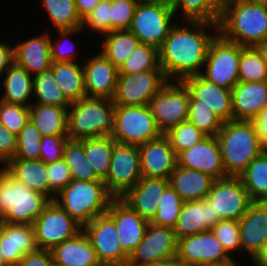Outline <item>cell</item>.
Masks as SVG:
<instances>
[{
	"instance_id": "obj_31",
	"label": "cell",
	"mask_w": 267,
	"mask_h": 266,
	"mask_svg": "<svg viewBox=\"0 0 267 266\" xmlns=\"http://www.w3.org/2000/svg\"><path fill=\"white\" fill-rule=\"evenodd\" d=\"M3 168L28 188L44 193L50 198L47 164L42 160L11 159Z\"/></svg>"
},
{
	"instance_id": "obj_15",
	"label": "cell",
	"mask_w": 267,
	"mask_h": 266,
	"mask_svg": "<svg viewBox=\"0 0 267 266\" xmlns=\"http://www.w3.org/2000/svg\"><path fill=\"white\" fill-rule=\"evenodd\" d=\"M206 199L222 220L239 221L253 202L239 177L227 176L214 181Z\"/></svg>"
},
{
	"instance_id": "obj_3",
	"label": "cell",
	"mask_w": 267,
	"mask_h": 266,
	"mask_svg": "<svg viewBox=\"0 0 267 266\" xmlns=\"http://www.w3.org/2000/svg\"><path fill=\"white\" fill-rule=\"evenodd\" d=\"M216 137L227 176L238 177L266 149L260 142L254 121L223 122Z\"/></svg>"
},
{
	"instance_id": "obj_5",
	"label": "cell",
	"mask_w": 267,
	"mask_h": 266,
	"mask_svg": "<svg viewBox=\"0 0 267 266\" xmlns=\"http://www.w3.org/2000/svg\"><path fill=\"white\" fill-rule=\"evenodd\" d=\"M0 168L1 222L33 225L52 200L44 193L28 188Z\"/></svg>"
},
{
	"instance_id": "obj_13",
	"label": "cell",
	"mask_w": 267,
	"mask_h": 266,
	"mask_svg": "<svg viewBox=\"0 0 267 266\" xmlns=\"http://www.w3.org/2000/svg\"><path fill=\"white\" fill-rule=\"evenodd\" d=\"M176 256L185 266H226L235 262L211 230L178 239Z\"/></svg>"
},
{
	"instance_id": "obj_39",
	"label": "cell",
	"mask_w": 267,
	"mask_h": 266,
	"mask_svg": "<svg viewBox=\"0 0 267 266\" xmlns=\"http://www.w3.org/2000/svg\"><path fill=\"white\" fill-rule=\"evenodd\" d=\"M33 98L32 104L55 105L69 107L71 102L64 96L56 83L52 68L33 76Z\"/></svg>"
},
{
	"instance_id": "obj_50",
	"label": "cell",
	"mask_w": 267,
	"mask_h": 266,
	"mask_svg": "<svg viewBox=\"0 0 267 266\" xmlns=\"http://www.w3.org/2000/svg\"><path fill=\"white\" fill-rule=\"evenodd\" d=\"M92 29L101 36L111 32V1L99 2L90 14L82 19L81 28Z\"/></svg>"
},
{
	"instance_id": "obj_1",
	"label": "cell",
	"mask_w": 267,
	"mask_h": 266,
	"mask_svg": "<svg viewBox=\"0 0 267 266\" xmlns=\"http://www.w3.org/2000/svg\"><path fill=\"white\" fill-rule=\"evenodd\" d=\"M173 26L158 48L159 63L167 80H179L201 74L209 46L218 34V24L202 21H184ZM215 29L209 34L208 28Z\"/></svg>"
},
{
	"instance_id": "obj_19",
	"label": "cell",
	"mask_w": 267,
	"mask_h": 266,
	"mask_svg": "<svg viewBox=\"0 0 267 266\" xmlns=\"http://www.w3.org/2000/svg\"><path fill=\"white\" fill-rule=\"evenodd\" d=\"M177 165L208 174L215 180L227 177L216 136H206L194 147L176 155Z\"/></svg>"
},
{
	"instance_id": "obj_32",
	"label": "cell",
	"mask_w": 267,
	"mask_h": 266,
	"mask_svg": "<svg viewBox=\"0 0 267 266\" xmlns=\"http://www.w3.org/2000/svg\"><path fill=\"white\" fill-rule=\"evenodd\" d=\"M4 75L2 88L5 89V93L0 100L29 107L32 104L28 101L33 96V76L15 62L10 65Z\"/></svg>"
},
{
	"instance_id": "obj_38",
	"label": "cell",
	"mask_w": 267,
	"mask_h": 266,
	"mask_svg": "<svg viewBox=\"0 0 267 266\" xmlns=\"http://www.w3.org/2000/svg\"><path fill=\"white\" fill-rule=\"evenodd\" d=\"M252 201L267 202V149L238 176Z\"/></svg>"
},
{
	"instance_id": "obj_2",
	"label": "cell",
	"mask_w": 267,
	"mask_h": 266,
	"mask_svg": "<svg viewBox=\"0 0 267 266\" xmlns=\"http://www.w3.org/2000/svg\"><path fill=\"white\" fill-rule=\"evenodd\" d=\"M218 33L244 47L267 41V4L249 0H222Z\"/></svg>"
},
{
	"instance_id": "obj_55",
	"label": "cell",
	"mask_w": 267,
	"mask_h": 266,
	"mask_svg": "<svg viewBox=\"0 0 267 266\" xmlns=\"http://www.w3.org/2000/svg\"><path fill=\"white\" fill-rule=\"evenodd\" d=\"M16 151L17 136L0 122V163L3 165L15 158Z\"/></svg>"
},
{
	"instance_id": "obj_65",
	"label": "cell",
	"mask_w": 267,
	"mask_h": 266,
	"mask_svg": "<svg viewBox=\"0 0 267 266\" xmlns=\"http://www.w3.org/2000/svg\"><path fill=\"white\" fill-rule=\"evenodd\" d=\"M249 1L267 4V0H249Z\"/></svg>"
},
{
	"instance_id": "obj_33",
	"label": "cell",
	"mask_w": 267,
	"mask_h": 266,
	"mask_svg": "<svg viewBox=\"0 0 267 266\" xmlns=\"http://www.w3.org/2000/svg\"><path fill=\"white\" fill-rule=\"evenodd\" d=\"M68 108L31 104L29 120L38 128L42 136L67 135Z\"/></svg>"
},
{
	"instance_id": "obj_57",
	"label": "cell",
	"mask_w": 267,
	"mask_h": 266,
	"mask_svg": "<svg viewBox=\"0 0 267 266\" xmlns=\"http://www.w3.org/2000/svg\"><path fill=\"white\" fill-rule=\"evenodd\" d=\"M6 41L0 42V78L14 62L13 47Z\"/></svg>"
},
{
	"instance_id": "obj_16",
	"label": "cell",
	"mask_w": 267,
	"mask_h": 266,
	"mask_svg": "<svg viewBox=\"0 0 267 266\" xmlns=\"http://www.w3.org/2000/svg\"><path fill=\"white\" fill-rule=\"evenodd\" d=\"M178 251V238L172 228L149 222L144 238L129 256L127 266H150L174 257Z\"/></svg>"
},
{
	"instance_id": "obj_26",
	"label": "cell",
	"mask_w": 267,
	"mask_h": 266,
	"mask_svg": "<svg viewBox=\"0 0 267 266\" xmlns=\"http://www.w3.org/2000/svg\"><path fill=\"white\" fill-rule=\"evenodd\" d=\"M222 220L206 198L184 203L174 232L178 239L210 230Z\"/></svg>"
},
{
	"instance_id": "obj_47",
	"label": "cell",
	"mask_w": 267,
	"mask_h": 266,
	"mask_svg": "<svg viewBox=\"0 0 267 266\" xmlns=\"http://www.w3.org/2000/svg\"><path fill=\"white\" fill-rule=\"evenodd\" d=\"M41 140L38 128L29 120L17 136V151L13 159L40 160Z\"/></svg>"
},
{
	"instance_id": "obj_25",
	"label": "cell",
	"mask_w": 267,
	"mask_h": 266,
	"mask_svg": "<svg viewBox=\"0 0 267 266\" xmlns=\"http://www.w3.org/2000/svg\"><path fill=\"white\" fill-rule=\"evenodd\" d=\"M233 120L254 121L267 106V81L238 82L231 89Z\"/></svg>"
},
{
	"instance_id": "obj_37",
	"label": "cell",
	"mask_w": 267,
	"mask_h": 266,
	"mask_svg": "<svg viewBox=\"0 0 267 266\" xmlns=\"http://www.w3.org/2000/svg\"><path fill=\"white\" fill-rule=\"evenodd\" d=\"M78 141L84 147L86 160L96 175L104 180L109 172L113 145L116 141L111 136L84 138Z\"/></svg>"
},
{
	"instance_id": "obj_9",
	"label": "cell",
	"mask_w": 267,
	"mask_h": 266,
	"mask_svg": "<svg viewBox=\"0 0 267 266\" xmlns=\"http://www.w3.org/2000/svg\"><path fill=\"white\" fill-rule=\"evenodd\" d=\"M174 15L170 2L138 3L129 30L141 43L159 48L175 25Z\"/></svg>"
},
{
	"instance_id": "obj_43",
	"label": "cell",
	"mask_w": 267,
	"mask_h": 266,
	"mask_svg": "<svg viewBox=\"0 0 267 266\" xmlns=\"http://www.w3.org/2000/svg\"><path fill=\"white\" fill-rule=\"evenodd\" d=\"M152 69H162L159 63L158 48L140 43L118 68V72L119 74H134Z\"/></svg>"
},
{
	"instance_id": "obj_46",
	"label": "cell",
	"mask_w": 267,
	"mask_h": 266,
	"mask_svg": "<svg viewBox=\"0 0 267 266\" xmlns=\"http://www.w3.org/2000/svg\"><path fill=\"white\" fill-rule=\"evenodd\" d=\"M165 135L176 155L194 147L207 136L188 120L173 127Z\"/></svg>"
},
{
	"instance_id": "obj_40",
	"label": "cell",
	"mask_w": 267,
	"mask_h": 266,
	"mask_svg": "<svg viewBox=\"0 0 267 266\" xmlns=\"http://www.w3.org/2000/svg\"><path fill=\"white\" fill-rule=\"evenodd\" d=\"M63 160L69 167L72 180L85 182L103 181L86 160L83 145L78 140H69L64 150Z\"/></svg>"
},
{
	"instance_id": "obj_35",
	"label": "cell",
	"mask_w": 267,
	"mask_h": 266,
	"mask_svg": "<svg viewBox=\"0 0 267 266\" xmlns=\"http://www.w3.org/2000/svg\"><path fill=\"white\" fill-rule=\"evenodd\" d=\"M102 51H100L114 66L119 68L133 50L141 43L130 31H111L103 36Z\"/></svg>"
},
{
	"instance_id": "obj_60",
	"label": "cell",
	"mask_w": 267,
	"mask_h": 266,
	"mask_svg": "<svg viewBox=\"0 0 267 266\" xmlns=\"http://www.w3.org/2000/svg\"><path fill=\"white\" fill-rule=\"evenodd\" d=\"M150 266H185L184 263L177 257H171L163 261L157 262Z\"/></svg>"
},
{
	"instance_id": "obj_62",
	"label": "cell",
	"mask_w": 267,
	"mask_h": 266,
	"mask_svg": "<svg viewBox=\"0 0 267 266\" xmlns=\"http://www.w3.org/2000/svg\"><path fill=\"white\" fill-rule=\"evenodd\" d=\"M258 48L261 50L263 53L266 65H267V41L264 42L263 44L259 45Z\"/></svg>"
},
{
	"instance_id": "obj_10",
	"label": "cell",
	"mask_w": 267,
	"mask_h": 266,
	"mask_svg": "<svg viewBox=\"0 0 267 266\" xmlns=\"http://www.w3.org/2000/svg\"><path fill=\"white\" fill-rule=\"evenodd\" d=\"M190 94L182 81L168 80L151 98L149 107L160 131L165 134L187 121Z\"/></svg>"
},
{
	"instance_id": "obj_34",
	"label": "cell",
	"mask_w": 267,
	"mask_h": 266,
	"mask_svg": "<svg viewBox=\"0 0 267 266\" xmlns=\"http://www.w3.org/2000/svg\"><path fill=\"white\" fill-rule=\"evenodd\" d=\"M51 68L56 83L71 103L87 96L81 64L76 62H52Z\"/></svg>"
},
{
	"instance_id": "obj_36",
	"label": "cell",
	"mask_w": 267,
	"mask_h": 266,
	"mask_svg": "<svg viewBox=\"0 0 267 266\" xmlns=\"http://www.w3.org/2000/svg\"><path fill=\"white\" fill-rule=\"evenodd\" d=\"M170 5L175 15L180 8L183 17L180 20L218 24L222 0H170Z\"/></svg>"
},
{
	"instance_id": "obj_4",
	"label": "cell",
	"mask_w": 267,
	"mask_h": 266,
	"mask_svg": "<svg viewBox=\"0 0 267 266\" xmlns=\"http://www.w3.org/2000/svg\"><path fill=\"white\" fill-rule=\"evenodd\" d=\"M115 104L112 99L85 96L68 108L67 137L70 140L111 136Z\"/></svg>"
},
{
	"instance_id": "obj_66",
	"label": "cell",
	"mask_w": 267,
	"mask_h": 266,
	"mask_svg": "<svg viewBox=\"0 0 267 266\" xmlns=\"http://www.w3.org/2000/svg\"><path fill=\"white\" fill-rule=\"evenodd\" d=\"M226 266H238V264L236 262L230 264V265H226Z\"/></svg>"
},
{
	"instance_id": "obj_7",
	"label": "cell",
	"mask_w": 267,
	"mask_h": 266,
	"mask_svg": "<svg viewBox=\"0 0 267 266\" xmlns=\"http://www.w3.org/2000/svg\"><path fill=\"white\" fill-rule=\"evenodd\" d=\"M161 135L149 105H115L111 137L116 142L139 146Z\"/></svg>"
},
{
	"instance_id": "obj_6",
	"label": "cell",
	"mask_w": 267,
	"mask_h": 266,
	"mask_svg": "<svg viewBox=\"0 0 267 266\" xmlns=\"http://www.w3.org/2000/svg\"><path fill=\"white\" fill-rule=\"evenodd\" d=\"M113 198L104 181L72 180L53 201L83 227L105 214Z\"/></svg>"
},
{
	"instance_id": "obj_18",
	"label": "cell",
	"mask_w": 267,
	"mask_h": 266,
	"mask_svg": "<svg viewBox=\"0 0 267 266\" xmlns=\"http://www.w3.org/2000/svg\"><path fill=\"white\" fill-rule=\"evenodd\" d=\"M106 214L114 221L121 249L129 257L144 238L149 222L122 198H113Z\"/></svg>"
},
{
	"instance_id": "obj_58",
	"label": "cell",
	"mask_w": 267,
	"mask_h": 266,
	"mask_svg": "<svg viewBox=\"0 0 267 266\" xmlns=\"http://www.w3.org/2000/svg\"><path fill=\"white\" fill-rule=\"evenodd\" d=\"M261 144L267 149V106L254 120Z\"/></svg>"
},
{
	"instance_id": "obj_17",
	"label": "cell",
	"mask_w": 267,
	"mask_h": 266,
	"mask_svg": "<svg viewBox=\"0 0 267 266\" xmlns=\"http://www.w3.org/2000/svg\"><path fill=\"white\" fill-rule=\"evenodd\" d=\"M82 230L103 266H127L129 257L122 251L114 221L106 213L84 225Z\"/></svg>"
},
{
	"instance_id": "obj_59",
	"label": "cell",
	"mask_w": 267,
	"mask_h": 266,
	"mask_svg": "<svg viewBox=\"0 0 267 266\" xmlns=\"http://www.w3.org/2000/svg\"><path fill=\"white\" fill-rule=\"evenodd\" d=\"M99 0H75L76 10L81 20L92 12Z\"/></svg>"
},
{
	"instance_id": "obj_51",
	"label": "cell",
	"mask_w": 267,
	"mask_h": 266,
	"mask_svg": "<svg viewBox=\"0 0 267 266\" xmlns=\"http://www.w3.org/2000/svg\"><path fill=\"white\" fill-rule=\"evenodd\" d=\"M137 4L135 0L111 1V31L130 29Z\"/></svg>"
},
{
	"instance_id": "obj_56",
	"label": "cell",
	"mask_w": 267,
	"mask_h": 266,
	"mask_svg": "<svg viewBox=\"0 0 267 266\" xmlns=\"http://www.w3.org/2000/svg\"><path fill=\"white\" fill-rule=\"evenodd\" d=\"M51 251L38 249L25 255L17 266H54Z\"/></svg>"
},
{
	"instance_id": "obj_42",
	"label": "cell",
	"mask_w": 267,
	"mask_h": 266,
	"mask_svg": "<svg viewBox=\"0 0 267 266\" xmlns=\"http://www.w3.org/2000/svg\"><path fill=\"white\" fill-rule=\"evenodd\" d=\"M48 18L56 29H73L81 27L75 0H42Z\"/></svg>"
},
{
	"instance_id": "obj_27",
	"label": "cell",
	"mask_w": 267,
	"mask_h": 266,
	"mask_svg": "<svg viewBox=\"0 0 267 266\" xmlns=\"http://www.w3.org/2000/svg\"><path fill=\"white\" fill-rule=\"evenodd\" d=\"M169 185V179L141 177L121 198L143 219L151 222L158 210L161 196Z\"/></svg>"
},
{
	"instance_id": "obj_11",
	"label": "cell",
	"mask_w": 267,
	"mask_h": 266,
	"mask_svg": "<svg viewBox=\"0 0 267 266\" xmlns=\"http://www.w3.org/2000/svg\"><path fill=\"white\" fill-rule=\"evenodd\" d=\"M138 146L115 142L107 177L103 180L114 198L123 197L141 179Z\"/></svg>"
},
{
	"instance_id": "obj_54",
	"label": "cell",
	"mask_w": 267,
	"mask_h": 266,
	"mask_svg": "<svg viewBox=\"0 0 267 266\" xmlns=\"http://www.w3.org/2000/svg\"><path fill=\"white\" fill-rule=\"evenodd\" d=\"M70 139L67 135L42 136L40 142V160L49 164L63 159L64 150Z\"/></svg>"
},
{
	"instance_id": "obj_44",
	"label": "cell",
	"mask_w": 267,
	"mask_h": 266,
	"mask_svg": "<svg viewBox=\"0 0 267 266\" xmlns=\"http://www.w3.org/2000/svg\"><path fill=\"white\" fill-rule=\"evenodd\" d=\"M184 203L178 193L169 185L162 194L156 215L150 223L174 229Z\"/></svg>"
},
{
	"instance_id": "obj_20",
	"label": "cell",
	"mask_w": 267,
	"mask_h": 266,
	"mask_svg": "<svg viewBox=\"0 0 267 266\" xmlns=\"http://www.w3.org/2000/svg\"><path fill=\"white\" fill-rule=\"evenodd\" d=\"M190 99H196L197 105H205L212 109L223 122L233 120L231 90L217 86L205 79L201 74L193 75L181 80Z\"/></svg>"
},
{
	"instance_id": "obj_53",
	"label": "cell",
	"mask_w": 267,
	"mask_h": 266,
	"mask_svg": "<svg viewBox=\"0 0 267 266\" xmlns=\"http://www.w3.org/2000/svg\"><path fill=\"white\" fill-rule=\"evenodd\" d=\"M47 176L51 200L72 181L69 167L63 159L47 164Z\"/></svg>"
},
{
	"instance_id": "obj_63",
	"label": "cell",
	"mask_w": 267,
	"mask_h": 266,
	"mask_svg": "<svg viewBox=\"0 0 267 266\" xmlns=\"http://www.w3.org/2000/svg\"><path fill=\"white\" fill-rule=\"evenodd\" d=\"M0 266H10V265L6 262V260H5V258H4V255H3L2 252H1V248H0Z\"/></svg>"
},
{
	"instance_id": "obj_45",
	"label": "cell",
	"mask_w": 267,
	"mask_h": 266,
	"mask_svg": "<svg viewBox=\"0 0 267 266\" xmlns=\"http://www.w3.org/2000/svg\"><path fill=\"white\" fill-rule=\"evenodd\" d=\"M188 121L207 136H217L223 121L212 109L205 105H197L196 99H189Z\"/></svg>"
},
{
	"instance_id": "obj_30",
	"label": "cell",
	"mask_w": 267,
	"mask_h": 266,
	"mask_svg": "<svg viewBox=\"0 0 267 266\" xmlns=\"http://www.w3.org/2000/svg\"><path fill=\"white\" fill-rule=\"evenodd\" d=\"M215 179L197 170L176 165L169 182L184 202L203 200Z\"/></svg>"
},
{
	"instance_id": "obj_12",
	"label": "cell",
	"mask_w": 267,
	"mask_h": 266,
	"mask_svg": "<svg viewBox=\"0 0 267 266\" xmlns=\"http://www.w3.org/2000/svg\"><path fill=\"white\" fill-rule=\"evenodd\" d=\"M33 227L38 248L49 251L82 231V226L53 200L34 221Z\"/></svg>"
},
{
	"instance_id": "obj_21",
	"label": "cell",
	"mask_w": 267,
	"mask_h": 266,
	"mask_svg": "<svg viewBox=\"0 0 267 266\" xmlns=\"http://www.w3.org/2000/svg\"><path fill=\"white\" fill-rule=\"evenodd\" d=\"M142 177L169 179L177 158L165 134L138 146Z\"/></svg>"
},
{
	"instance_id": "obj_41",
	"label": "cell",
	"mask_w": 267,
	"mask_h": 266,
	"mask_svg": "<svg viewBox=\"0 0 267 266\" xmlns=\"http://www.w3.org/2000/svg\"><path fill=\"white\" fill-rule=\"evenodd\" d=\"M239 82L267 81V65L258 47H244L238 67Z\"/></svg>"
},
{
	"instance_id": "obj_24",
	"label": "cell",
	"mask_w": 267,
	"mask_h": 266,
	"mask_svg": "<svg viewBox=\"0 0 267 266\" xmlns=\"http://www.w3.org/2000/svg\"><path fill=\"white\" fill-rule=\"evenodd\" d=\"M0 248L6 262L17 266L25 255L39 249L33 225L0 222Z\"/></svg>"
},
{
	"instance_id": "obj_49",
	"label": "cell",
	"mask_w": 267,
	"mask_h": 266,
	"mask_svg": "<svg viewBox=\"0 0 267 266\" xmlns=\"http://www.w3.org/2000/svg\"><path fill=\"white\" fill-rule=\"evenodd\" d=\"M228 253L241 250L239 221L220 220L210 229Z\"/></svg>"
},
{
	"instance_id": "obj_48",
	"label": "cell",
	"mask_w": 267,
	"mask_h": 266,
	"mask_svg": "<svg viewBox=\"0 0 267 266\" xmlns=\"http://www.w3.org/2000/svg\"><path fill=\"white\" fill-rule=\"evenodd\" d=\"M29 121V107L0 100V122L18 136Z\"/></svg>"
},
{
	"instance_id": "obj_28",
	"label": "cell",
	"mask_w": 267,
	"mask_h": 266,
	"mask_svg": "<svg viewBox=\"0 0 267 266\" xmlns=\"http://www.w3.org/2000/svg\"><path fill=\"white\" fill-rule=\"evenodd\" d=\"M51 37L48 32L32 37L13 47L14 62L34 76L51 67Z\"/></svg>"
},
{
	"instance_id": "obj_29",
	"label": "cell",
	"mask_w": 267,
	"mask_h": 266,
	"mask_svg": "<svg viewBox=\"0 0 267 266\" xmlns=\"http://www.w3.org/2000/svg\"><path fill=\"white\" fill-rule=\"evenodd\" d=\"M51 254L54 264L59 266H103L83 230L55 246Z\"/></svg>"
},
{
	"instance_id": "obj_64",
	"label": "cell",
	"mask_w": 267,
	"mask_h": 266,
	"mask_svg": "<svg viewBox=\"0 0 267 266\" xmlns=\"http://www.w3.org/2000/svg\"><path fill=\"white\" fill-rule=\"evenodd\" d=\"M137 3H145V2H170V0H135Z\"/></svg>"
},
{
	"instance_id": "obj_61",
	"label": "cell",
	"mask_w": 267,
	"mask_h": 266,
	"mask_svg": "<svg viewBox=\"0 0 267 266\" xmlns=\"http://www.w3.org/2000/svg\"><path fill=\"white\" fill-rule=\"evenodd\" d=\"M252 262L254 266H267V244Z\"/></svg>"
},
{
	"instance_id": "obj_8",
	"label": "cell",
	"mask_w": 267,
	"mask_h": 266,
	"mask_svg": "<svg viewBox=\"0 0 267 266\" xmlns=\"http://www.w3.org/2000/svg\"><path fill=\"white\" fill-rule=\"evenodd\" d=\"M243 48L218 33L211 41L201 75L215 85L231 90L239 82L238 67Z\"/></svg>"
},
{
	"instance_id": "obj_52",
	"label": "cell",
	"mask_w": 267,
	"mask_h": 266,
	"mask_svg": "<svg viewBox=\"0 0 267 266\" xmlns=\"http://www.w3.org/2000/svg\"><path fill=\"white\" fill-rule=\"evenodd\" d=\"M83 30L84 29L81 27L73 29H57L60 39L56 41H52V39L50 40V54L52 62H75L77 53L74 48L70 47L71 44L67 45V47L65 42L68 40L70 35L73 36L75 33H82Z\"/></svg>"
},
{
	"instance_id": "obj_23",
	"label": "cell",
	"mask_w": 267,
	"mask_h": 266,
	"mask_svg": "<svg viewBox=\"0 0 267 266\" xmlns=\"http://www.w3.org/2000/svg\"><path fill=\"white\" fill-rule=\"evenodd\" d=\"M239 229L241 252L245 250L253 261L267 244V202L253 201L239 220Z\"/></svg>"
},
{
	"instance_id": "obj_67",
	"label": "cell",
	"mask_w": 267,
	"mask_h": 266,
	"mask_svg": "<svg viewBox=\"0 0 267 266\" xmlns=\"http://www.w3.org/2000/svg\"><path fill=\"white\" fill-rule=\"evenodd\" d=\"M107 1H112V0H99V2H107Z\"/></svg>"
},
{
	"instance_id": "obj_22",
	"label": "cell",
	"mask_w": 267,
	"mask_h": 266,
	"mask_svg": "<svg viewBox=\"0 0 267 266\" xmlns=\"http://www.w3.org/2000/svg\"><path fill=\"white\" fill-rule=\"evenodd\" d=\"M93 56H89L82 64L86 95L113 99L119 76L118 68L101 52Z\"/></svg>"
},
{
	"instance_id": "obj_14",
	"label": "cell",
	"mask_w": 267,
	"mask_h": 266,
	"mask_svg": "<svg viewBox=\"0 0 267 266\" xmlns=\"http://www.w3.org/2000/svg\"><path fill=\"white\" fill-rule=\"evenodd\" d=\"M167 81L162 69L119 74L113 103L120 106L149 105L151 98Z\"/></svg>"
}]
</instances>
